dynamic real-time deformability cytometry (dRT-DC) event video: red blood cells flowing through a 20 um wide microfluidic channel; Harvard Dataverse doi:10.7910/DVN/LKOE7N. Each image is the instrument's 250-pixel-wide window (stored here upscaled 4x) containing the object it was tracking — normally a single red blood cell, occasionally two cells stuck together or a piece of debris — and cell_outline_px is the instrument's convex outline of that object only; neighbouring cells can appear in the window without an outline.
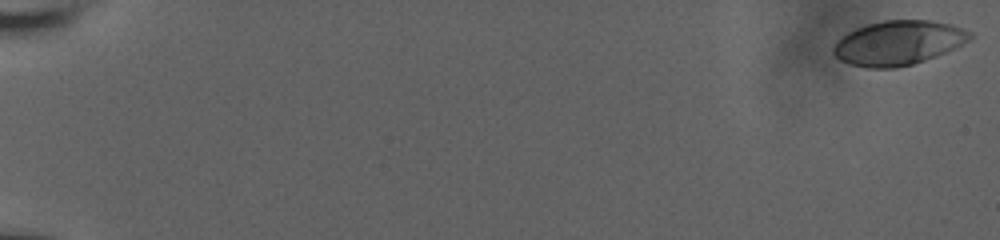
{"species": "human", "species_latin": "Homo sapiens", "temperature_condition": "room temperature", "stored_images_in_passage": 57, "camera_frame_rate_fps": 3000, "um_per_image_px": 0.085, "donor": {"sex": "male"}, "frame": {"image": 1, "passage_image": 1, "time_ms": 0.0, "image_size_px": [1000, 240], "cell_outline_px": [[972, 36], [968, 40], [936, 56], [912, 64], [896, 68], [864, 68], [848, 64], [840, 60], [832, 52], [832, 48], [848, 32], [856, 28], [868, 24], [884, 20], [932, 20], [948, 24], [972, 32]], "centroid_in_image_um": [76.31, 3.65], "position_along_channel_um": 8.7, "area_um2": 34.91}}
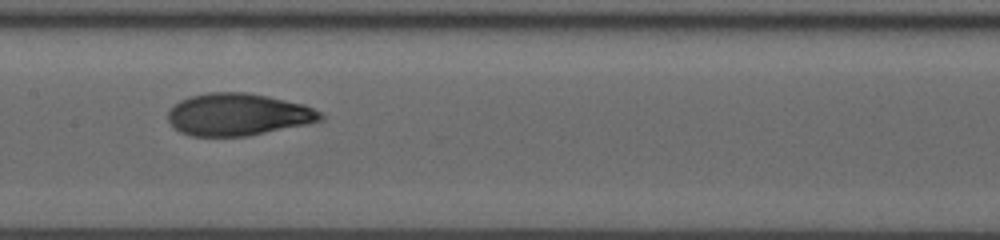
{"frame": {"image": 2, "passage_image": 32, "time_ms": 10.333, "image_size_px": [1000, 240], "cell_outline_px": [[324, 116], [320, 120], [308, 124], [244, 136], [192, 136], [180, 132], [168, 120], [168, 108], [180, 100], [188, 96], [208, 92], [244, 92], [268, 96], [304, 104], [324, 112]], "centroid_in_image_um": [20.23, 9.72], "position_along_channel_um": 187.2, "area_um2": 37.63}}
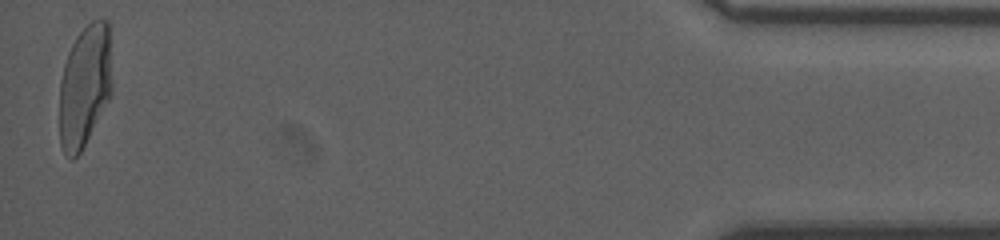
{"frame": {"image": 3, "passage_image": 57, "time_ms": 18.667, "image_size_px": [1000, 240], "cell_outline_px": [[112, 92], [108, 100], [80, 152], [72, 160], [68, 160], [60, 144], [60, 80], [64, 64], [68, 52], [76, 36], [92, 20], [108, 20], [112, 84]], "centroid_in_image_um": [7.19, 7.31], "position_along_channel_um": 428.0, "area_um2": 37.34}, "authors_computed_cell_mechanics": {"area_um2": 36.703, "velocity_mm_per_s": 3.8308, "shape_relaxation_time_tau1_ms": 5.9658, "shape_relaxation_time_tau2_ms": 0.9191, "deformation_change_tau1": 0.2365, "deformation_change_tau2": 0.0605}}